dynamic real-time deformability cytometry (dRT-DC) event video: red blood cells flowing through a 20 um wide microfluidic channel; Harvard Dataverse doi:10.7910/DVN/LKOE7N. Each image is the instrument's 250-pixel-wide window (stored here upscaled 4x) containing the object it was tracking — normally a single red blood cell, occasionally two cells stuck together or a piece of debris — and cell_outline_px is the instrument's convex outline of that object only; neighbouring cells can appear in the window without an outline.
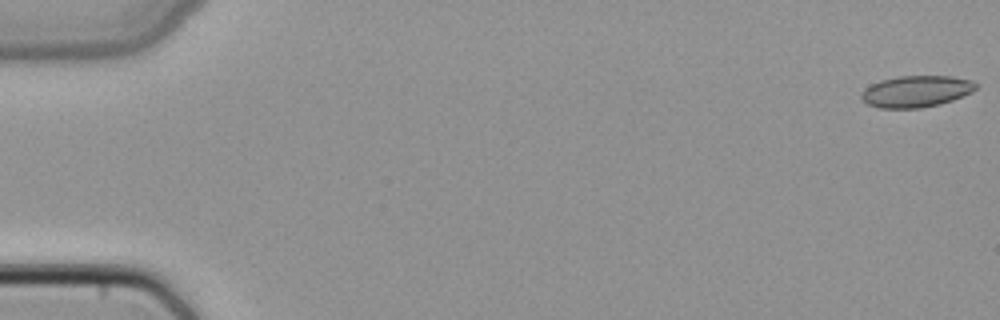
{"species": "common noctule bat (a hibernating species)", "species_latin": "Nyctalus noctula", "temperature_condition": "cold", "stored_images_in_passage": 48, "camera_frame_rate_fps": 3000, "um_per_image_px": 0.085, "animal": {"sex": "female", "body_mass_g": 22.7, "forearm_length_mm": 54.2}, "frame": {"image": 1, "passage_image": 1, "time_ms": 0.0, "image_size_px": [1000, 320], "cell_outline_px": [[976, 88], [972, 92], [964, 96], [940, 104], [920, 108], [880, 108], [868, 104], [860, 100], [860, 92], [872, 84], [880, 80], [896, 76], [952, 76], [972, 80], [976, 84]], "centroid_in_image_um": [77.86, 7.76], "position_along_channel_um": 7.1, "area_um2": 21.21}}
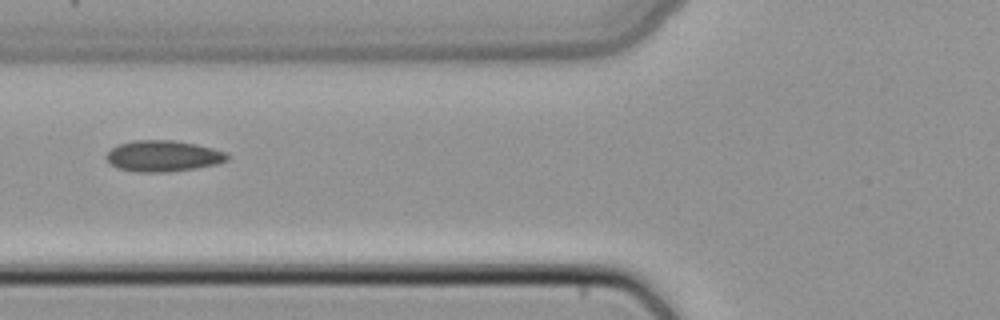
{"frame": {"image": 2, "passage_image": 20, "time_ms": 6.333, "image_size_px": [1000, 320], "cell_outline_px": [[228, 160], [216, 164], [196, 168], [168, 172], [136, 172], [116, 168], [104, 156], [112, 148], [120, 144], [136, 140], [172, 140], [196, 144], [212, 148], [224, 152], [228, 156]], "centroid_in_image_um": [13.85, 13.27], "position_along_channel_um": 112.0, "area_um2": 21.79}}
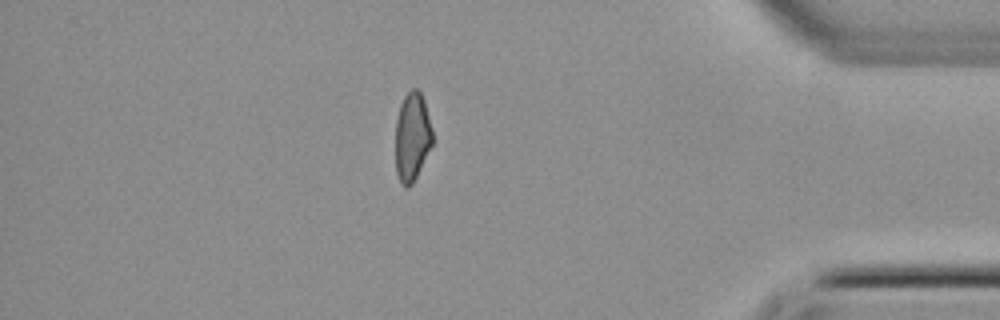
{"frame": {"image": 3, "passage_image": 43, "time_ms": 14.0, "image_size_px": [1000, 320], "cell_outline_px": [[432, 144], [412, 184], [408, 188], [404, 188], [400, 184], [396, 172], [396, 120], [400, 104], [404, 96], [412, 88], [416, 88], [420, 92], [424, 100], [432, 128]], "centroid_in_image_um": [35.02, 11.63], "position_along_channel_um": 400.2, "area_um2": 19.07}}